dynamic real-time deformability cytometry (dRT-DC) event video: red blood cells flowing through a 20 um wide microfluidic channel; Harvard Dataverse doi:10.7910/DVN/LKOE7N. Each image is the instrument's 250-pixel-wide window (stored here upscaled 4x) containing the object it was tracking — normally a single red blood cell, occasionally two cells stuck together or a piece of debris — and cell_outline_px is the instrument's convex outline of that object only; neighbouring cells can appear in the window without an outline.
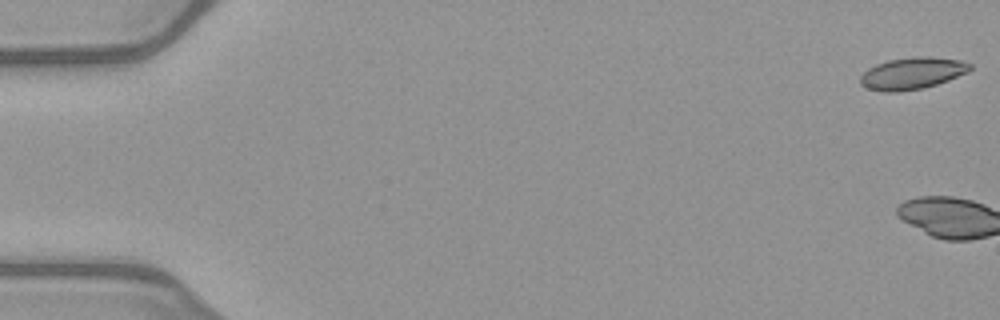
{"species": "common noctule bat (a hibernating species)", "species_latin": "Nyctalus noctula", "temperature_condition": "warm", "stored_images_in_passage": 3, "camera_frame_rate_fps": 3000, "um_per_image_px": 0.085, "animal": {"sex": "female", "body_mass_g": 21.9}, "frame": {"image": 1, "passage_image": 1, "time_ms": 0.0, "image_size_px": [1000, 320], "cell_outline_px": [[972, 68], [968, 72], [948, 80], [924, 88], [896, 92], [884, 92], [868, 88], [860, 84], [860, 76], [868, 68], [876, 64], [888, 60], [912, 56], [928, 56], [960, 60], [972, 64]], "centroid_in_image_um": [77.54, 6.22], "position_along_channel_um": 7.5, "area_um2": 20.46}}